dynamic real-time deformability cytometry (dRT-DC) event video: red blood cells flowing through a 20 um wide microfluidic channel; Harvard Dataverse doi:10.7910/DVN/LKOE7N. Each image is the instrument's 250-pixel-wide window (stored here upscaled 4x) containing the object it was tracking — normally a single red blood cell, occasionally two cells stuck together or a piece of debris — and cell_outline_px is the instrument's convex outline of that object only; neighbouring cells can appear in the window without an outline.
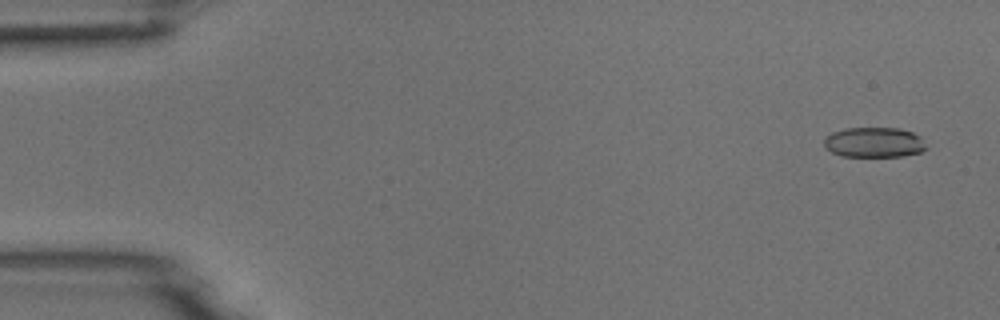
{"species": "common noctule bat (a hibernating species)", "species_latin": "Nyctalus noctula", "temperature_condition": "room temperature", "stored_images_in_passage": 4, "camera_frame_rate_fps": 3000, "um_per_image_px": 0.085, "animal": {"sex": "male", "body_mass_g": 18.8}, "frame": {"image": 1, "passage_image": 1, "time_ms": 0.0, "image_size_px": [1000, 320], "cell_outline_px": [[928, 148], [920, 152], [904, 156], [840, 156], [824, 148], [824, 136], [832, 132], [844, 128], [900, 128], [912, 132], [920, 136]], "centroid_in_image_um": [74.28, 12.09], "position_along_channel_um": 10.7, "area_um2": 18.15}}